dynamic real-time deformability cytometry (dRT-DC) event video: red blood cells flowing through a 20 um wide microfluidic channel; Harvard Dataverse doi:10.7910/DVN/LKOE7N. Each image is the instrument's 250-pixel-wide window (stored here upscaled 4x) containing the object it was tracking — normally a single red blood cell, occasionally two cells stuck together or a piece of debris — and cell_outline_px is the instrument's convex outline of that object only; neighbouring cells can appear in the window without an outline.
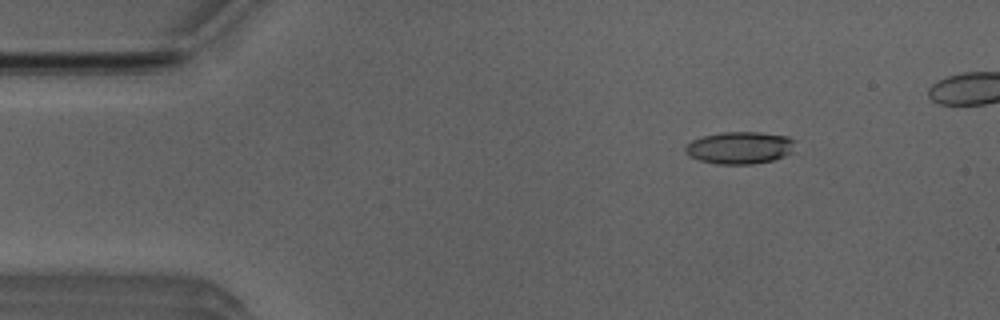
{"species": "Egyptian fruit bat (a non-hibernating species)", "species_latin": "Rousettus aegyptiacus", "temperature_condition": "room temperature", "stored_images_in_passage": 39, "camera_frame_rate_fps": 3000, "um_per_image_px": 0.085, "animal": {"sex": "male"}, "frame": {"image": 1, "passage_image": 6, "time_ms": 1.667, "image_size_px": [1000, 320], "cell_outline_px": [[796, 140], [792, 152], [784, 156], [772, 160], [752, 164], [716, 164], [700, 160], [688, 156], [684, 152], [684, 148], [692, 140], [704, 136], [720, 132], [760, 132], [788, 136]], "centroid_in_image_um": [62.88, 12.55], "position_along_channel_um": 22.1, "area_um2": 20.75}}
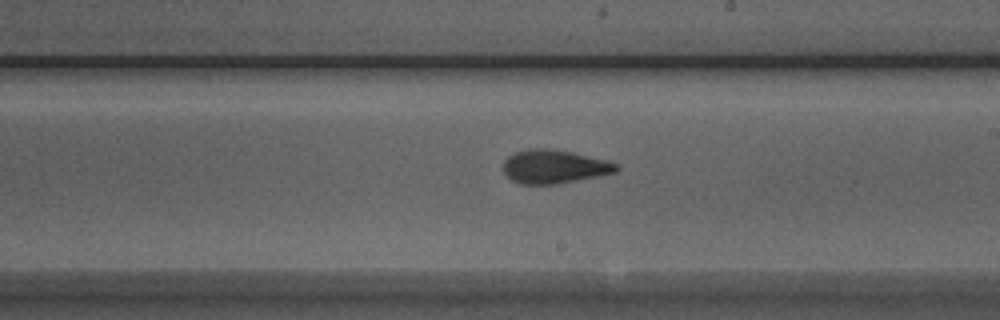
{"frame": {"image": 2, "passage_image": 28, "time_ms": 9.0, "image_size_px": [1000, 320], "cell_outline_px": [[620, 168], [616, 172], [600, 176], [556, 184], [520, 184], [512, 180], [504, 172], [504, 160], [508, 156], [516, 152], [528, 148], [544, 148], [572, 152], [608, 160], [620, 164]], "centroid_in_image_um": [47.15, 14.16], "position_along_channel_um": 241.9, "area_um2": 22.25}}
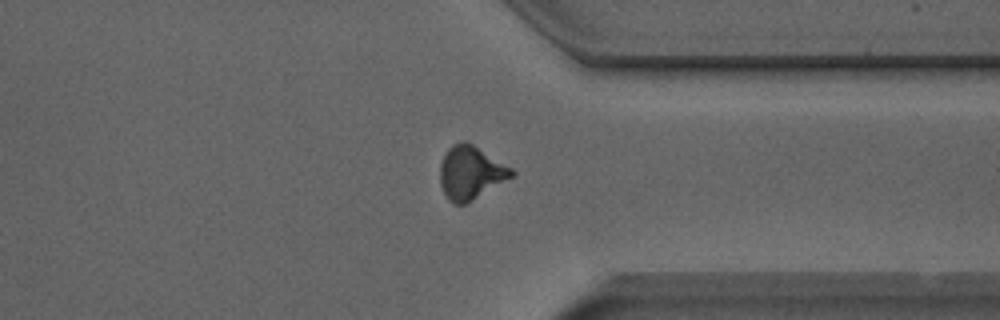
{"frame": {"image": 3, "passage_image": 38, "time_ms": 12.333, "image_size_px": [1000, 320], "cell_outline_px": [[516, 172], [512, 176], [472, 200], [464, 204], [452, 204], [448, 200], [440, 184], [440, 164], [448, 148], [452, 144], [464, 140], [472, 144], [512, 168]], "centroid_in_image_um": [39.97, 14.67], "position_along_channel_um": 371.4, "area_um2": 21.91}, "authors_computed_cell_mechanics": {"area_um2": 21.386, "velocity_mm_per_s": 3.9879, "shape_relaxation_time_tau1_ms": 4.4864, "shape_relaxation_time_tau2_ms": 2.2666, "deformation_change_tau1": 0.1612, "deformation_change_tau2": 0.1037}}